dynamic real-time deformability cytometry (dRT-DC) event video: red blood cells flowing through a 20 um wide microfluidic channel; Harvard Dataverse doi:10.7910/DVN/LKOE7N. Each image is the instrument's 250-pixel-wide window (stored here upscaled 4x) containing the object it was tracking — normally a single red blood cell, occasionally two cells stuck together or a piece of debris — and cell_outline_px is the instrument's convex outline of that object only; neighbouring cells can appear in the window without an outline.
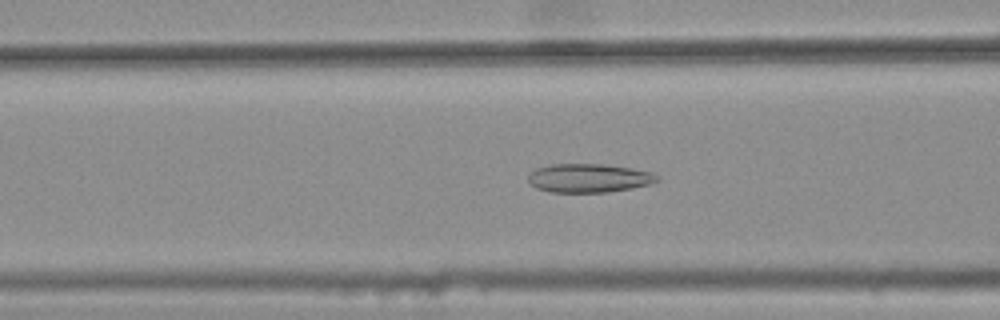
{"species": "common noctule bat (a hibernating species)", "species_latin": "Nyctalus noctula", "temperature_condition": "warm", "stored_images_in_passage": 45, "camera_frame_rate_fps": 3000, "um_per_image_px": 0.085, "animal": {"sex": "female", "body_mass_g": 25.1}, "frame": {"image": 1, "passage_image": 21, "time_ms": 6.667, "image_size_px": [1000, 320], "cell_outline_px": [[660, 180], [648, 184], [632, 188], [608, 192], [552, 192], [536, 188], [528, 184], [528, 176], [536, 168], [552, 164], [604, 164], [632, 168], [652, 172], [660, 176]], "centroid_in_image_um": [50.06, 15.13], "position_along_channel_um": 116.5, "area_um2": 21.68}}
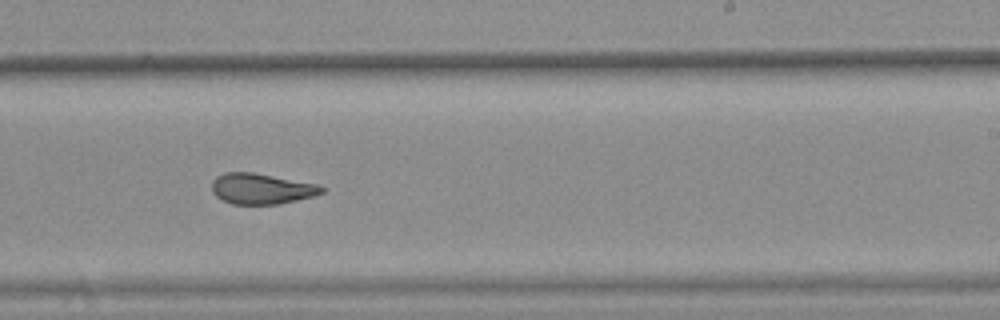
{"frame": {"image": 2, "passage_image": 33, "time_ms": 10.667, "image_size_px": [1000, 320], "cell_outline_px": [[324, 192], [312, 196], [280, 204], [232, 204], [216, 196], [212, 192], [212, 180], [216, 176], [224, 172], [252, 172], [316, 184], [324, 188]], "centroid_in_image_um": [22.18, 16.04], "position_along_channel_um": 266.8, "area_um2": 19.48}}
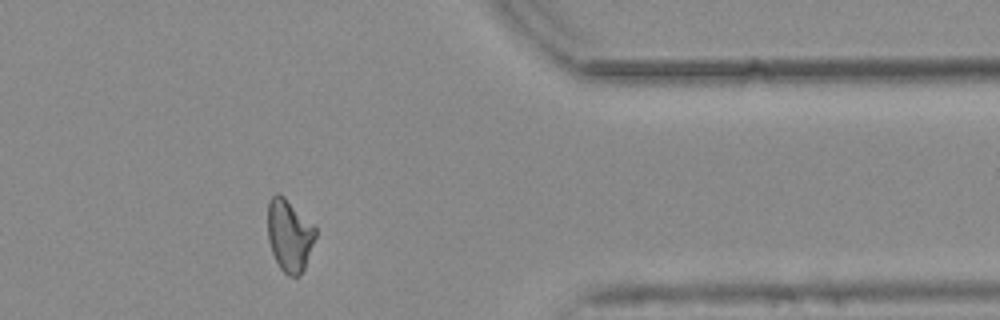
{"frame": {"image": 3, "passage_image": 44, "time_ms": 14.333, "image_size_px": [1000, 320], "cell_outline_px": [[316, 236], [304, 268], [300, 276], [288, 276], [280, 268], [272, 252], [268, 240], [268, 200], [276, 192], [284, 196], [316, 228]], "centroid_in_image_um": [24.58, 20.0], "position_along_channel_um": 386.8, "area_um2": 19.94}, "authors_computed_cell_mechanics": {"area_um2": 21.097, "velocity_mm_per_s": 3.7614, "shape_relaxation_time_tau1_ms": null, "shape_relaxation_time_tau2_ms": 2.016, "deformation_change_tau1": null, "deformation_change_tau2": 0.1059}}